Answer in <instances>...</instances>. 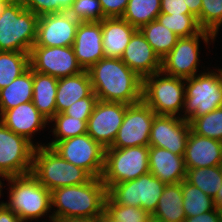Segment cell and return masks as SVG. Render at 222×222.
<instances>
[{
  "label": "cell",
  "instance_id": "5b68a950",
  "mask_svg": "<svg viewBox=\"0 0 222 222\" xmlns=\"http://www.w3.org/2000/svg\"><path fill=\"white\" fill-rule=\"evenodd\" d=\"M39 16L22 3H8L0 13V51L30 53Z\"/></svg>",
  "mask_w": 222,
  "mask_h": 222
},
{
  "label": "cell",
  "instance_id": "8d00e7d4",
  "mask_svg": "<svg viewBox=\"0 0 222 222\" xmlns=\"http://www.w3.org/2000/svg\"><path fill=\"white\" fill-rule=\"evenodd\" d=\"M68 13L79 22H100L104 19L99 0H74Z\"/></svg>",
  "mask_w": 222,
  "mask_h": 222
},
{
  "label": "cell",
  "instance_id": "7c38bea8",
  "mask_svg": "<svg viewBox=\"0 0 222 222\" xmlns=\"http://www.w3.org/2000/svg\"><path fill=\"white\" fill-rule=\"evenodd\" d=\"M51 148L64 160L87 171L93 178L102 177L105 148L87 133L58 141Z\"/></svg>",
  "mask_w": 222,
  "mask_h": 222
},
{
  "label": "cell",
  "instance_id": "681fc988",
  "mask_svg": "<svg viewBox=\"0 0 222 222\" xmlns=\"http://www.w3.org/2000/svg\"><path fill=\"white\" fill-rule=\"evenodd\" d=\"M146 222H163L161 221L159 218L154 217L152 214L148 217V219L146 220Z\"/></svg>",
  "mask_w": 222,
  "mask_h": 222
},
{
  "label": "cell",
  "instance_id": "4dcf8cb0",
  "mask_svg": "<svg viewBox=\"0 0 222 222\" xmlns=\"http://www.w3.org/2000/svg\"><path fill=\"white\" fill-rule=\"evenodd\" d=\"M185 180L214 198L222 183V165L187 169Z\"/></svg>",
  "mask_w": 222,
  "mask_h": 222
},
{
  "label": "cell",
  "instance_id": "f1b7e54d",
  "mask_svg": "<svg viewBox=\"0 0 222 222\" xmlns=\"http://www.w3.org/2000/svg\"><path fill=\"white\" fill-rule=\"evenodd\" d=\"M161 0H129L122 18L136 29L156 20Z\"/></svg>",
  "mask_w": 222,
  "mask_h": 222
},
{
  "label": "cell",
  "instance_id": "f6af8a7d",
  "mask_svg": "<svg viewBox=\"0 0 222 222\" xmlns=\"http://www.w3.org/2000/svg\"><path fill=\"white\" fill-rule=\"evenodd\" d=\"M185 8L189 9V12L195 17L198 18L201 13L202 0H182Z\"/></svg>",
  "mask_w": 222,
  "mask_h": 222
},
{
  "label": "cell",
  "instance_id": "9c48e42d",
  "mask_svg": "<svg viewBox=\"0 0 222 222\" xmlns=\"http://www.w3.org/2000/svg\"><path fill=\"white\" fill-rule=\"evenodd\" d=\"M166 184L152 173L107 188V196L116 205L141 207L153 214Z\"/></svg>",
  "mask_w": 222,
  "mask_h": 222
},
{
  "label": "cell",
  "instance_id": "d6a6232c",
  "mask_svg": "<svg viewBox=\"0 0 222 222\" xmlns=\"http://www.w3.org/2000/svg\"><path fill=\"white\" fill-rule=\"evenodd\" d=\"M183 194V210L186 217H194L209 212L215 208L213 198L203 193L198 187L181 182Z\"/></svg>",
  "mask_w": 222,
  "mask_h": 222
},
{
  "label": "cell",
  "instance_id": "7dc6e473",
  "mask_svg": "<svg viewBox=\"0 0 222 222\" xmlns=\"http://www.w3.org/2000/svg\"><path fill=\"white\" fill-rule=\"evenodd\" d=\"M59 222H97V218H68V219H61Z\"/></svg>",
  "mask_w": 222,
  "mask_h": 222
},
{
  "label": "cell",
  "instance_id": "ac0fdd59",
  "mask_svg": "<svg viewBox=\"0 0 222 222\" xmlns=\"http://www.w3.org/2000/svg\"><path fill=\"white\" fill-rule=\"evenodd\" d=\"M0 121L17 135L25 137L35 147L42 146L39 142L34 143V136L40 131L48 129L49 120L45 118L34 106L32 101L22 103L17 107L6 110L0 117ZM37 133V134H36ZM34 135V136H33Z\"/></svg>",
  "mask_w": 222,
  "mask_h": 222
},
{
  "label": "cell",
  "instance_id": "e0dca14e",
  "mask_svg": "<svg viewBox=\"0 0 222 222\" xmlns=\"http://www.w3.org/2000/svg\"><path fill=\"white\" fill-rule=\"evenodd\" d=\"M79 23L68 12L39 16L37 36L33 46H72Z\"/></svg>",
  "mask_w": 222,
  "mask_h": 222
},
{
  "label": "cell",
  "instance_id": "cb8c5ba5",
  "mask_svg": "<svg viewBox=\"0 0 222 222\" xmlns=\"http://www.w3.org/2000/svg\"><path fill=\"white\" fill-rule=\"evenodd\" d=\"M93 92L87 70L58 79L56 92V114L62 113L77 100L88 97Z\"/></svg>",
  "mask_w": 222,
  "mask_h": 222
},
{
  "label": "cell",
  "instance_id": "ab89813d",
  "mask_svg": "<svg viewBox=\"0 0 222 222\" xmlns=\"http://www.w3.org/2000/svg\"><path fill=\"white\" fill-rule=\"evenodd\" d=\"M96 102L97 96L92 92L88 97L77 100L70 107L65 109L63 113L76 119L88 120Z\"/></svg>",
  "mask_w": 222,
  "mask_h": 222
},
{
  "label": "cell",
  "instance_id": "7402d4cb",
  "mask_svg": "<svg viewBox=\"0 0 222 222\" xmlns=\"http://www.w3.org/2000/svg\"><path fill=\"white\" fill-rule=\"evenodd\" d=\"M148 163L149 172L166 185L181 183L186 179L184 157L167 149L149 146Z\"/></svg>",
  "mask_w": 222,
  "mask_h": 222
},
{
  "label": "cell",
  "instance_id": "bcb514c9",
  "mask_svg": "<svg viewBox=\"0 0 222 222\" xmlns=\"http://www.w3.org/2000/svg\"><path fill=\"white\" fill-rule=\"evenodd\" d=\"M97 222H121L111 216L106 210H104L98 217Z\"/></svg>",
  "mask_w": 222,
  "mask_h": 222
},
{
  "label": "cell",
  "instance_id": "f546056e",
  "mask_svg": "<svg viewBox=\"0 0 222 222\" xmlns=\"http://www.w3.org/2000/svg\"><path fill=\"white\" fill-rule=\"evenodd\" d=\"M87 122L88 120L76 119L65 115L63 112L55 114L49 120V126L52 125L50 130L54 138L44 145L52 147L58 141L86 134Z\"/></svg>",
  "mask_w": 222,
  "mask_h": 222
},
{
  "label": "cell",
  "instance_id": "d6986e66",
  "mask_svg": "<svg viewBox=\"0 0 222 222\" xmlns=\"http://www.w3.org/2000/svg\"><path fill=\"white\" fill-rule=\"evenodd\" d=\"M74 55L83 70H88L102 58H105L102 46V21L80 22L74 44Z\"/></svg>",
  "mask_w": 222,
  "mask_h": 222
},
{
  "label": "cell",
  "instance_id": "b9f144b4",
  "mask_svg": "<svg viewBox=\"0 0 222 222\" xmlns=\"http://www.w3.org/2000/svg\"><path fill=\"white\" fill-rule=\"evenodd\" d=\"M160 13L169 15L191 14L189 9L185 8L182 0H161Z\"/></svg>",
  "mask_w": 222,
  "mask_h": 222
},
{
  "label": "cell",
  "instance_id": "6da1fadb",
  "mask_svg": "<svg viewBox=\"0 0 222 222\" xmlns=\"http://www.w3.org/2000/svg\"><path fill=\"white\" fill-rule=\"evenodd\" d=\"M87 71L97 100L128 105L142 101L143 79L120 58H102Z\"/></svg>",
  "mask_w": 222,
  "mask_h": 222
},
{
  "label": "cell",
  "instance_id": "4fadbf2b",
  "mask_svg": "<svg viewBox=\"0 0 222 222\" xmlns=\"http://www.w3.org/2000/svg\"><path fill=\"white\" fill-rule=\"evenodd\" d=\"M29 64L33 71L58 79L83 71L76 60L72 46H33L29 53Z\"/></svg>",
  "mask_w": 222,
  "mask_h": 222
},
{
  "label": "cell",
  "instance_id": "f35d334b",
  "mask_svg": "<svg viewBox=\"0 0 222 222\" xmlns=\"http://www.w3.org/2000/svg\"><path fill=\"white\" fill-rule=\"evenodd\" d=\"M74 0H23L22 5L37 16L68 12Z\"/></svg>",
  "mask_w": 222,
  "mask_h": 222
},
{
  "label": "cell",
  "instance_id": "7bdbcfd3",
  "mask_svg": "<svg viewBox=\"0 0 222 222\" xmlns=\"http://www.w3.org/2000/svg\"><path fill=\"white\" fill-rule=\"evenodd\" d=\"M185 222H220L217 208L194 217H186Z\"/></svg>",
  "mask_w": 222,
  "mask_h": 222
},
{
  "label": "cell",
  "instance_id": "db71d44e",
  "mask_svg": "<svg viewBox=\"0 0 222 222\" xmlns=\"http://www.w3.org/2000/svg\"><path fill=\"white\" fill-rule=\"evenodd\" d=\"M10 3H23V0H7Z\"/></svg>",
  "mask_w": 222,
  "mask_h": 222
},
{
  "label": "cell",
  "instance_id": "f907efd6",
  "mask_svg": "<svg viewBox=\"0 0 222 222\" xmlns=\"http://www.w3.org/2000/svg\"><path fill=\"white\" fill-rule=\"evenodd\" d=\"M45 220V221H44ZM42 222H59V220L58 219H56V218H54V217H50V218H48V219H44ZM40 222L41 220H37V222ZM29 222H32V221H29ZM35 222H36V220H35Z\"/></svg>",
  "mask_w": 222,
  "mask_h": 222
},
{
  "label": "cell",
  "instance_id": "f5cc1de1",
  "mask_svg": "<svg viewBox=\"0 0 222 222\" xmlns=\"http://www.w3.org/2000/svg\"><path fill=\"white\" fill-rule=\"evenodd\" d=\"M219 217H220V222H222V206L217 207Z\"/></svg>",
  "mask_w": 222,
  "mask_h": 222
},
{
  "label": "cell",
  "instance_id": "9a60e30c",
  "mask_svg": "<svg viewBox=\"0 0 222 222\" xmlns=\"http://www.w3.org/2000/svg\"><path fill=\"white\" fill-rule=\"evenodd\" d=\"M128 104L97 100L87 122V134L103 148L112 146Z\"/></svg>",
  "mask_w": 222,
  "mask_h": 222
},
{
  "label": "cell",
  "instance_id": "d4e9b609",
  "mask_svg": "<svg viewBox=\"0 0 222 222\" xmlns=\"http://www.w3.org/2000/svg\"><path fill=\"white\" fill-rule=\"evenodd\" d=\"M58 78L33 71L34 106L48 120L56 114Z\"/></svg>",
  "mask_w": 222,
  "mask_h": 222
},
{
  "label": "cell",
  "instance_id": "ba28073f",
  "mask_svg": "<svg viewBox=\"0 0 222 222\" xmlns=\"http://www.w3.org/2000/svg\"><path fill=\"white\" fill-rule=\"evenodd\" d=\"M149 146L106 148L102 182L106 188L149 173Z\"/></svg>",
  "mask_w": 222,
  "mask_h": 222
},
{
  "label": "cell",
  "instance_id": "60d3db41",
  "mask_svg": "<svg viewBox=\"0 0 222 222\" xmlns=\"http://www.w3.org/2000/svg\"><path fill=\"white\" fill-rule=\"evenodd\" d=\"M129 0H99L104 18L122 17Z\"/></svg>",
  "mask_w": 222,
  "mask_h": 222
},
{
  "label": "cell",
  "instance_id": "30bf717a",
  "mask_svg": "<svg viewBox=\"0 0 222 222\" xmlns=\"http://www.w3.org/2000/svg\"><path fill=\"white\" fill-rule=\"evenodd\" d=\"M206 44V49L212 44L211 32L201 30L189 37H179L173 49L161 59V71L167 75L183 79L202 73L200 66V43ZM199 72V73H198Z\"/></svg>",
  "mask_w": 222,
  "mask_h": 222
},
{
  "label": "cell",
  "instance_id": "1f68e13d",
  "mask_svg": "<svg viewBox=\"0 0 222 222\" xmlns=\"http://www.w3.org/2000/svg\"><path fill=\"white\" fill-rule=\"evenodd\" d=\"M29 67V53L0 51V89L9 86Z\"/></svg>",
  "mask_w": 222,
  "mask_h": 222
},
{
  "label": "cell",
  "instance_id": "74e56055",
  "mask_svg": "<svg viewBox=\"0 0 222 222\" xmlns=\"http://www.w3.org/2000/svg\"><path fill=\"white\" fill-rule=\"evenodd\" d=\"M105 210L121 222H146L151 215L141 207L116 205L108 196L105 200Z\"/></svg>",
  "mask_w": 222,
  "mask_h": 222
},
{
  "label": "cell",
  "instance_id": "e575fe53",
  "mask_svg": "<svg viewBox=\"0 0 222 222\" xmlns=\"http://www.w3.org/2000/svg\"><path fill=\"white\" fill-rule=\"evenodd\" d=\"M197 22L202 30L211 32L214 44L222 27V0H202L201 13Z\"/></svg>",
  "mask_w": 222,
  "mask_h": 222
},
{
  "label": "cell",
  "instance_id": "4316f807",
  "mask_svg": "<svg viewBox=\"0 0 222 222\" xmlns=\"http://www.w3.org/2000/svg\"><path fill=\"white\" fill-rule=\"evenodd\" d=\"M154 217L163 222H185L186 215L183 210V194L181 183L167 184L159 198Z\"/></svg>",
  "mask_w": 222,
  "mask_h": 222
},
{
  "label": "cell",
  "instance_id": "484cf974",
  "mask_svg": "<svg viewBox=\"0 0 222 222\" xmlns=\"http://www.w3.org/2000/svg\"><path fill=\"white\" fill-rule=\"evenodd\" d=\"M33 99V70L29 67L9 86L0 89L1 115L11 108Z\"/></svg>",
  "mask_w": 222,
  "mask_h": 222
},
{
  "label": "cell",
  "instance_id": "816d5d0a",
  "mask_svg": "<svg viewBox=\"0 0 222 222\" xmlns=\"http://www.w3.org/2000/svg\"><path fill=\"white\" fill-rule=\"evenodd\" d=\"M9 2L7 0H0V13L2 11V8L7 5Z\"/></svg>",
  "mask_w": 222,
  "mask_h": 222
},
{
  "label": "cell",
  "instance_id": "603a6c76",
  "mask_svg": "<svg viewBox=\"0 0 222 222\" xmlns=\"http://www.w3.org/2000/svg\"><path fill=\"white\" fill-rule=\"evenodd\" d=\"M137 29L122 17L102 20V46L105 58H121Z\"/></svg>",
  "mask_w": 222,
  "mask_h": 222
},
{
  "label": "cell",
  "instance_id": "3957f363",
  "mask_svg": "<svg viewBox=\"0 0 222 222\" xmlns=\"http://www.w3.org/2000/svg\"><path fill=\"white\" fill-rule=\"evenodd\" d=\"M8 181L7 201H2L22 222L52 217L51 191L46 189L32 174L7 177L0 180V197L4 194V182ZM49 215V216H48ZM34 220V221H33Z\"/></svg>",
  "mask_w": 222,
  "mask_h": 222
},
{
  "label": "cell",
  "instance_id": "5bb4252c",
  "mask_svg": "<svg viewBox=\"0 0 222 222\" xmlns=\"http://www.w3.org/2000/svg\"><path fill=\"white\" fill-rule=\"evenodd\" d=\"M155 112L142 100L128 105L117 136L109 148L149 146V136Z\"/></svg>",
  "mask_w": 222,
  "mask_h": 222
},
{
  "label": "cell",
  "instance_id": "2e32d148",
  "mask_svg": "<svg viewBox=\"0 0 222 222\" xmlns=\"http://www.w3.org/2000/svg\"><path fill=\"white\" fill-rule=\"evenodd\" d=\"M190 131V123L186 119L156 115L151 125L149 146L164 148L184 156Z\"/></svg>",
  "mask_w": 222,
  "mask_h": 222
},
{
  "label": "cell",
  "instance_id": "83f0119b",
  "mask_svg": "<svg viewBox=\"0 0 222 222\" xmlns=\"http://www.w3.org/2000/svg\"><path fill=\"white\" fill-rule=\"evenodd\" d=\"M139 30L160 59L173 49L179 39V36L160 24L157 20L147 23Z\"/></svg>",
  "mask_w": 222,
  "mask_h": 222
},
{
  "label": "cell",
  "instance_id": "ffe728a7",
  "mask_svg": "<svg viewBox=\"0 0 222 222\" xmlns=\"http://www.w3.org/2000/svg\"><path fill=\"white\" fill-rule=\"evenodd\" d=\"M120 59L142 79L161 71L160 57L139 29L131 36Z\"/></svg>",
  "mask_w": 222,
  "mask_h": 222
},
{
  "label": "cell",
  "instance_id": "8fae6325",
  "mask_svg": "<svg viewBox=\"0 0 222 222\" xmlns=\"http://www.w3.org/2000/svg\"><path fill=\"white\" fill-rule=\"evenodd\" d=\"M35 146L0 121V180L31 174Z\"/></svg>",
  "mask_w": 222,
  "mask_h": 222
},
{
  "label": "cell",
  "instance_id": "ee69618b",
  "mask_svg": "<svg viewBox=\"0 0 222 222\" xmlns=\"http://www.w3.org/2000/svg\"><path fill=\"white\" fill-rule=\"evenodd\" d=\"M0 222H22L20 218L0 201Z\"/></svg>",
  "mask_w": 222,
  "mask_h": 222
},
{
  "label": "cell",
  "instance_id": "44dd1931",
  "mask_svg": "<svg viewBox=\"0 0 222 222\" xmlns=\"http://www.w3.org/2000/svg\"><path fill=\"white\" fill-rule=\"evenodd\" d=\"M184 162L187 169L222 165V141L204 137L190 131Z\"/></svg>",
  "mask_w": 222,
  "mask_h": 222
},
{
  "label": "cell",
  "instance_id": "52a82bcc",
  "mask_svg": "<svg viewBox=\"0 0 222 222\" xmlns=\"http://www.w3.org/2000/svg\"><path fill=\"white\" fill-rule=\"evenodd\" d=\"M142 100L156 115L182 118L185 101V79L156 72L143 79Z\"/></svg>",
  "mask_w": 222,
  "mask_h": 222
},
{
  "label": "cell",
  "instance_id": "7a4b0ae2",
  "mask_svg": "<svg viewBox=\"0 0 222 222\" xmlns=\"http://www.w3.org/2000/svg\"><path fill=\"white\" fill-rule=\"evenodd\" d=\"M107 188L101 178H92L80 185L66 186L51 191L52 217L97 218L105 210Z\"/></svg>",
  "mask_w": 222,
  "mask_h": 222
},
{
  "label": "cell",
  "instance_id": "c3c4849f",
  "mask_svg": "<svg viewBox=\"0 0 222 222\" xmlns=\"http://www.w3.org/2000/svg\"><path fill=\"white\" fill-rule=\"evenodd\" d=\"M213 201L216 208L222 206V183L220 189L217 191V194L213 198Z\"/></svg>",
  "mask_w": 222,
  "mask_h": 222
},
{
  "label": "cell",
  "instance_id": "d590c367",
  "mask_svg": "<svg viewBox=\"0 0 222 222\" xmlns=\"http://www.w3.org/2000/svg\"><path fill=\"white\" fill-rule=\"evenodd\" d=\"M156 20L179 37L196 35L202 30L198 25L197 18L192 14L169 15L160 13Z\"/></svg>",
  "mask_w": 222,
  "mask_h": 222
},
{
  "label": "cell",
  "instance_id": "8992f818",
  "mask_svg": "<svg viewBox=\"0 0 222 222\" xmlns=\"http://www.w3.org/2000/svg\"><path fill=\"white\" fill-rule=\"evenodd\" d=\"M201 68L202 73L185 79L182 119L197 118L222 106V68Z\"/></svg>",
  "mask_w": 222,
  "mask_h": 222
},
{
  "label": "cell",
  "instance_id": "836d02e7",
  "mask_svg": "<svg viewBox=\"0 0 222 222\" xmlns=\"http://www.w3.org/2000/svg\"><path fill=\"white\" fill-rule=\"evenodd\" d=\"M187 121L194 133L222 141V106L206 115L188 118Z\"/></svg>",
  "mask_w": 222,
  "mask_h": 222
},
{
  "label": "cell",
  "instance_id": "277c9868",
  "mask_svg": "<svg viewBox=\"0 0 222 222\" xmlns=\"http://www.w3.org/2000/svg\"><path fill=\"white\" fill-rule=\"evenodd\" d=\"M31 174L49 191L87 183L93 178L46 145L35 147Z\"/></svg>",
  "mask_w": 222,
  "mask_h": 222
}]
</instances>
